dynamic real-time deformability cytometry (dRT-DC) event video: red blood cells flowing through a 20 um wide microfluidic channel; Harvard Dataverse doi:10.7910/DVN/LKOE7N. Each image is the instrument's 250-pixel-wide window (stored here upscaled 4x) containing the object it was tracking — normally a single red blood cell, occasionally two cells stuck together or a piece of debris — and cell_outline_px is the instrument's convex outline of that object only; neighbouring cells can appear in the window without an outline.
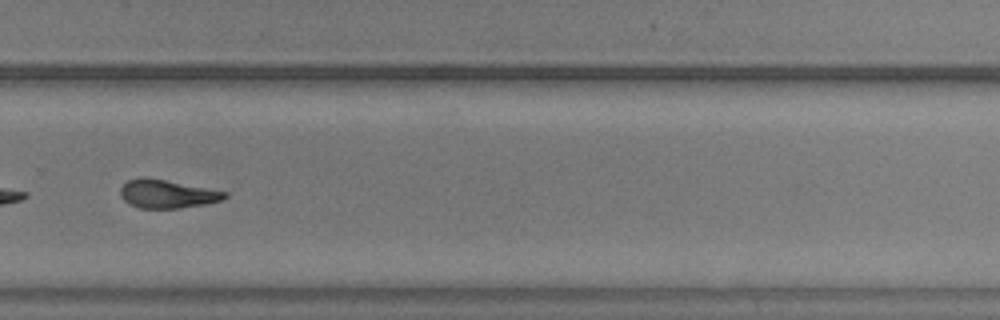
{"species": "common noctule bat (a hibernating species)", "species_latin": "Nyctalus noctula", "temperature_condition": "warm", "stored_images_in_passage": 34, "camera_frame_rate_fps": 3000, "um_per_image_px": 0.085, "animal": {"sex": "male", "body_mass_g": 20.5, "forearm_length_mm": 52.5}, "frame": {"image": 1, "passage_image": 24, "time_ms": 7.667, "image_size_px": [1000, 320], "cell_outline_px": [[228, 196], [224, 200], [204, 204], [180, 208], [140, 208], [128, 204], [120, 196], [120, 188], [128, 180], [140, 176], [144, 176], [228, 192]], "centroid_in_image_um": [14.19, 16.48], "position_along_channel_um": 315.6, "area_um2": 17.34}, "authors_computed_cell_mechanics": {"area_um2": 17.8313, "velocity_mm_per_s": 3.7784, "shape_relaxation_time_tau1_ms": 3.7023, "shape_relaxation_time_tau2_ms": 7.2503, "deformation_change_tau1": 0.1598, "deformation_change_tau2": 0.191}}